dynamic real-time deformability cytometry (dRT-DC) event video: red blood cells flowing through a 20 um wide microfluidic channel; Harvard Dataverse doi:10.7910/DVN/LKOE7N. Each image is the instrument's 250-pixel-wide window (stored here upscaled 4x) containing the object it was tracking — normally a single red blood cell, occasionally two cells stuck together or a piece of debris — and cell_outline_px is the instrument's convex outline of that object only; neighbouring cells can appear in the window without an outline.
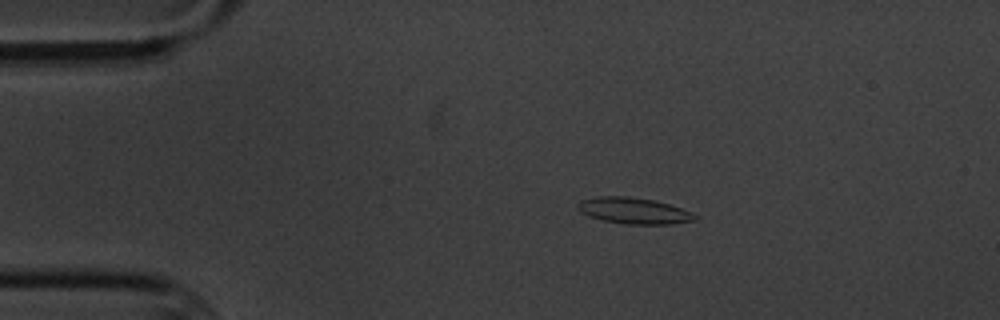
{"species": "common noctule bat (a hibernating species)", "species_latin": "Nyctalus noctula", "temperature_condition": "cold", "stored_images_in_passage": 5, "camera_frame_rate_fps": 3000, "um_per_image_px": 0.085, "animal": {"sex": "male", "body_mass_g": 20.1, "forearm_length_mm": 53.5}, "frame": {"image": 1, "passage_image": 4, "time_ms": 3.333, "image_size_px": [1000, 320], "cell_outline_px": [[696, 220], [672, 224], [624, 224], [604, 220], [588, 216], [580, 212], [576, 204], [580, 200], [596, 196], [628, 196], [656, 200], [692, 212], [696, 216]], "centroid_in_image_um": [53.84, 17.9], "position_along_channel_um": 31.2, "area_um2": 17.98}}